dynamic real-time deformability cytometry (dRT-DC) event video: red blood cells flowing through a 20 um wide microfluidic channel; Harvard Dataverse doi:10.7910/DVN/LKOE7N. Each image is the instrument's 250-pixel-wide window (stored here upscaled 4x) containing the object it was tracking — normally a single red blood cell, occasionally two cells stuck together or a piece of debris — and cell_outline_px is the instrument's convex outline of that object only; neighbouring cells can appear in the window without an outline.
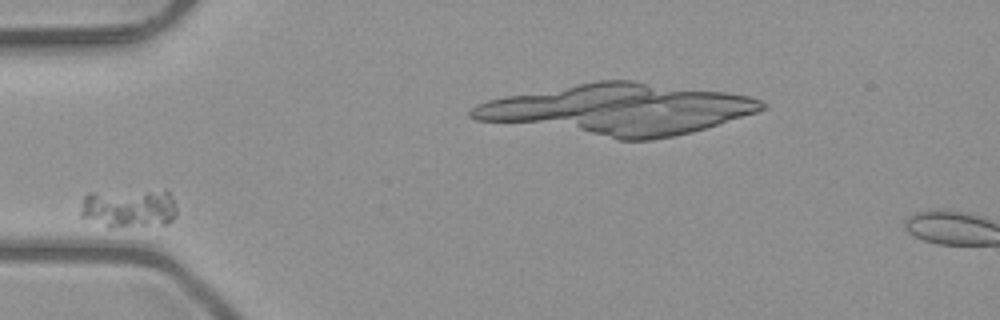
{"species": "common noctule bat (a hibernating species)", "species_latin": "Nyctalus noctula", "temperature_condition": "room temperature", "stored_images_in_passage": 5, "camera_frame_rate_fps": 3000, "um_per_image_px": 0.085, "animal": {"sex": "male", "body_mass_g": 23.1, "forearm_length_mm": 52.7}, "frame": {"image": 1, "passage_image": 3, "time_ms": 0.667, "image_size_px": [1000, 320], "cell_outline_px": [[176, 216], [172, 220], [164, 224], [112, 228], [108, 228], [80, 216], [80, 208], [84, 196], [88, 192], [168, 188], [172, 196], [176, 208]], "centroid_in_image_um": [10.97, 17.65], "position_along_channel_um": 74.0, "area_um2": 22.89}}
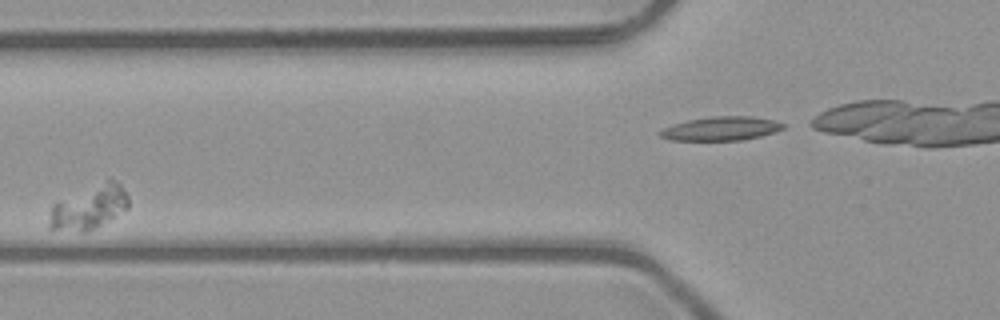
{"frame": {"image": 2, "passage_image": 4, "time_ms": 1.0, "image_size_px": [1000, 320], "cell_outline_px": [[128, 208], [96, 228], [88, 232], [80, 232], [48, 228], [48, 224], [52, 204], [108, 176], [116, 180], [124, 188], [128, 196]], "centroid_in_image_um": [7.59, 17.58], "position_along_channel_um": 118.2, "area_um2": 20.75}}